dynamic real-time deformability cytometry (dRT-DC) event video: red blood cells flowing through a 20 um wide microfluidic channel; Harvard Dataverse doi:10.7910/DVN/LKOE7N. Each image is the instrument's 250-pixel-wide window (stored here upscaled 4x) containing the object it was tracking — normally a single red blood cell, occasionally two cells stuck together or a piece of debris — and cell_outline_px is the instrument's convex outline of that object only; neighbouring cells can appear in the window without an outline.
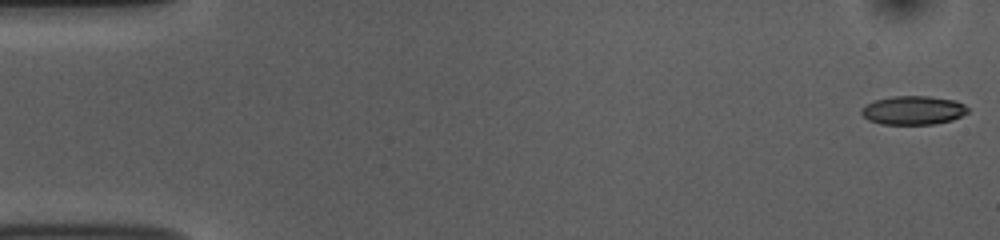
{"species": "common noctule bat (a hibernating species)", "species_latin": "Nyctalus noctula", "temperature_condition": "room temperature", "stored_images_in_passage": 53, "camera_frame_rate_fps": 3000, "um_per_image_px": 0.085, "animal": {"sex": "female", "body_mass_g": 10.0, "forearm_length_mm": 53.1}, "frame": {"image": 1, "passage_image": 1, "time_ms": 0.0, "image_size_px": [1000, 240], "cell_outline_px": [[968, 112], [952, 120], [932, 124], [880, 124], [868, 120], [860, 112], [860, 108], [872, 100], [892, 96], [928, 96], [956, 100], [964, 104], [968, 108]], "centroid_in_image_um": [77.58, 9.36], "position_along_channel_um": 7.4, "area_um2": 17.98}}
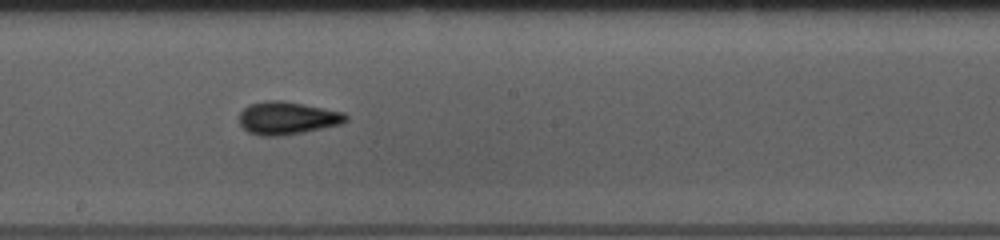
{"frame": {"image": 2, "passage_image": 29, "time_ms": 9.333, "image_size_px": [1000, 240], "cell_outline_px": [[348, 120], [340, 124], [300, 132], [276, 136], [260, 136], [248, 132], [240, 124], [240, 112], [248, 104], [268, 100], [280, 100], [304, 104], [344, 112], [348, 116]], "centroid_in_image_um": [24.4, 10.02], "position_along_channel_um": 223.8, "area_um2": 20.17}}
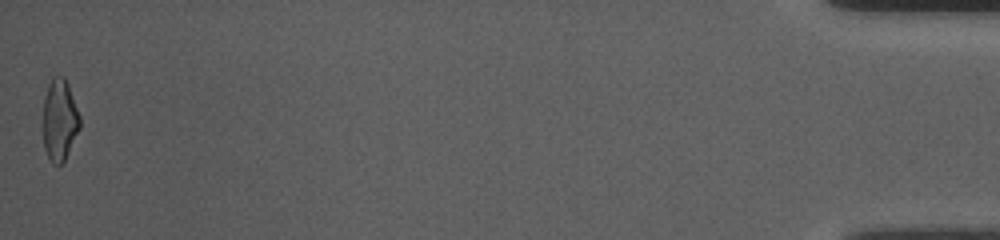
{"frame": {"image": 3, "passage_image": 53, "time_ms": 17.333, "image_size_px": [1000, 240], "cell_outline_px": [[80, 128], [64, 160], [60, 164], [52, 164], [44, 148], [44, 96], [48, 84], [52, 76], [64, 76], [68, 84], [80, 116]], "centroid_in_image_um": [5.07, 10.17], "position_along_channel_um": 430.1, "area_um2": 17.34}, "authors_computed_cell_mechanics": {"area_um2": 18.4382, "velocity_mm_per_s": 3.7683, "shape_relaxation_time_tau1_ms": 4.4449, "shape_relaxation_time_tau2_ms": 2.3651, "deformation_change_tau1": 0.1231, "deformation_change_tau2": 0.0961}}